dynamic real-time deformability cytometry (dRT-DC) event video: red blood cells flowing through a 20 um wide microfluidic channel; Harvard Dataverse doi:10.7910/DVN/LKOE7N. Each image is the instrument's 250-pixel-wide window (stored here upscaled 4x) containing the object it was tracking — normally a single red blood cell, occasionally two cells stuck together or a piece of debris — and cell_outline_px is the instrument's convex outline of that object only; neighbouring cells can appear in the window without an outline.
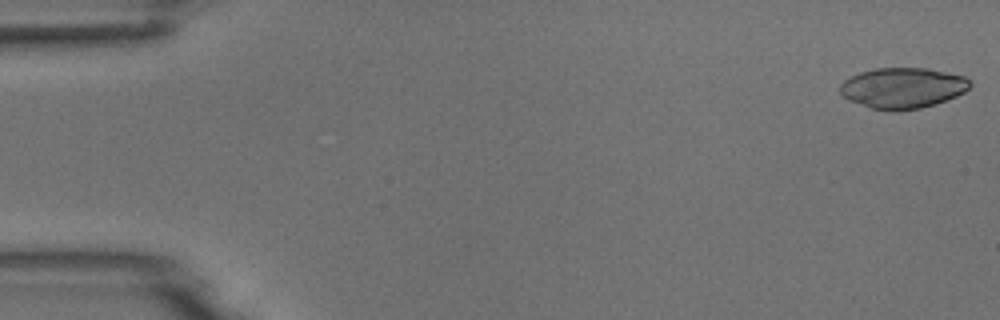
{"species": "common noctule bat (a hibernating species)", "species_latin": "Nyctalus noctula", "temperature_condition": "room temperature", "stored_images_in_passage": 5, "camera_frame_rate_fps": 3000, "um_per_image_px": 0.085, "animal": {"sex": "male", "body_mass_g": 18.8}, "frame": {"image": 1, "passage_image": 1, "time_ms": 0.0, "image_size_px": [1000, 320], "cell_outline_px": [[972, 84], [964, 92], [956, 96], [936, 104], [920, 108], [896, 112], [892, 112], [872, 108], [848, 100], [840, 92], [840, 84], [844, 80], [860, 72], [876, 68], [928, 68], [964, 76]], "centroid_in_image_um": [76.72, 7.49], "position_along_channel_um": 8.3, "area_um2": 30.87}}
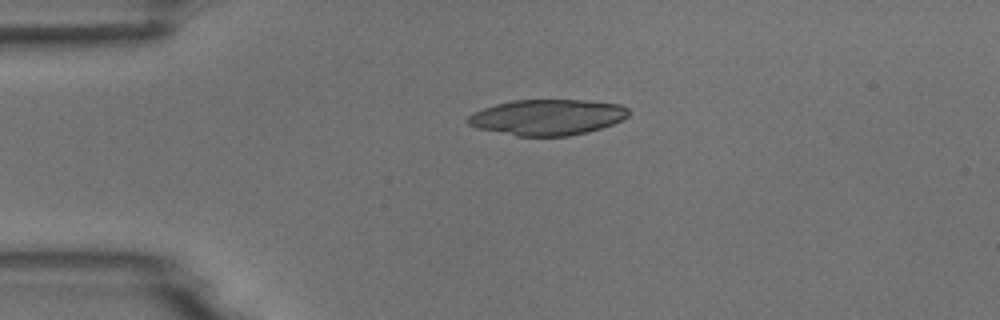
{"frame": {"image": 2, "passage_image": 4, "time_ms": 3.667, "image_size_px": [1000, 320], "cell_outline_px": [[628, 116], [612, 124], [588, 132], [568, 136], [516, 136], [476, 128], [468, 124], [468, 116], [484, 108], [496, 104], [512, 100], [580, 100], [620, 104], [628, 108]], "centroid_in_image_um": [46.52, 9.97], "position_along_channel_um": 38.5, "area_um2": 33.29}}